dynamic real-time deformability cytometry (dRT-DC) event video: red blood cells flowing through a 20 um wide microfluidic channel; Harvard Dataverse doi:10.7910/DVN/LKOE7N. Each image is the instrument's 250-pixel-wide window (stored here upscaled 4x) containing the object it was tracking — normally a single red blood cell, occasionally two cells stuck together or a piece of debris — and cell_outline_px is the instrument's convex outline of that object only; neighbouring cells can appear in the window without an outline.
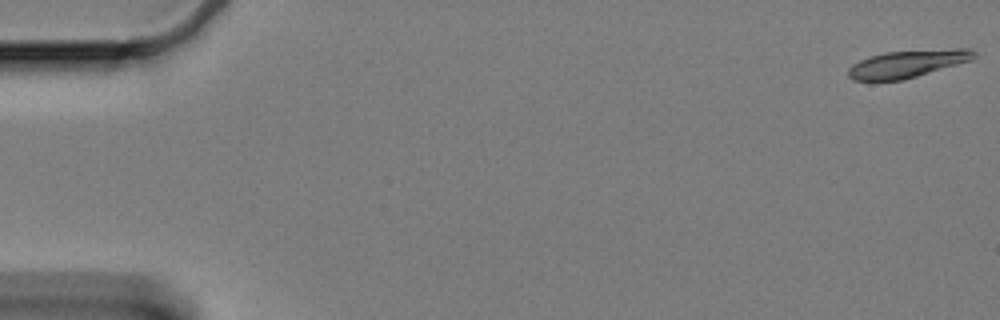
{"species": "Egyptian fruit bat (a non-hibernating species)", "species_latin": "Rousettus aegyptiacus", "temperature_condition": "cold", "stored_images_in_passage": 18, "camera_frame_rate_fps": 3000, "um_per_image_px": 0.085, "animal": {"sex": "female"}, "frame": {"image": 1, "passage_image": 1, "time_ms": 0.0, "image_size_px": [1000, 320], "cell_outline_px": [[976, 56], [972, 60], [916, 76], [900, 80], [852, 80], [848, 76], [848, 68], [852, 64], [860, 60], [884, 52], [956, 48], [968, 48], [976, 52]], "centroid_in_image_um": [77.14, 5.41], "position_along_channel_um": 7.9, "area_um2": 19.94}}
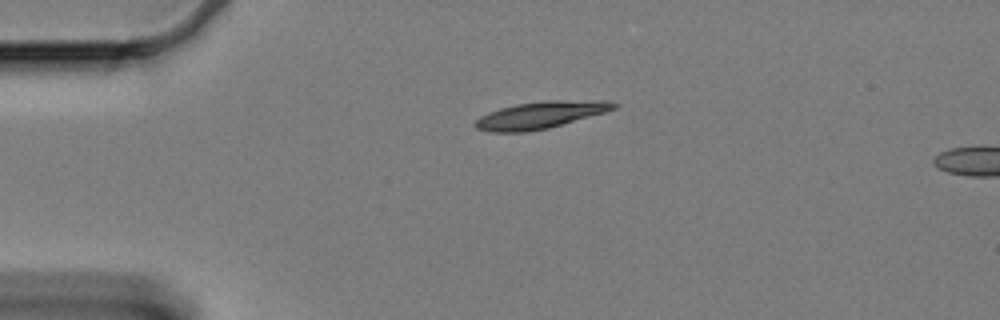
{"frame": {"image": 2, "passage_image": 14, "time_ms": 4.333, "image_size_px": [1000, 320], "cell_outline_px": [[620, 104], [616, 108], [604, 112], [548, 128], [524, 132], [488, 132], [476, 128], [472, 124], [480, 116], [488, 112], [500, 108], [516, 104], [544, 100], [608, 100]], "centroid_in_image_um": [45.92, 9.76], "position_along_channel_um": 39.1, "area_um2": 21.91}}